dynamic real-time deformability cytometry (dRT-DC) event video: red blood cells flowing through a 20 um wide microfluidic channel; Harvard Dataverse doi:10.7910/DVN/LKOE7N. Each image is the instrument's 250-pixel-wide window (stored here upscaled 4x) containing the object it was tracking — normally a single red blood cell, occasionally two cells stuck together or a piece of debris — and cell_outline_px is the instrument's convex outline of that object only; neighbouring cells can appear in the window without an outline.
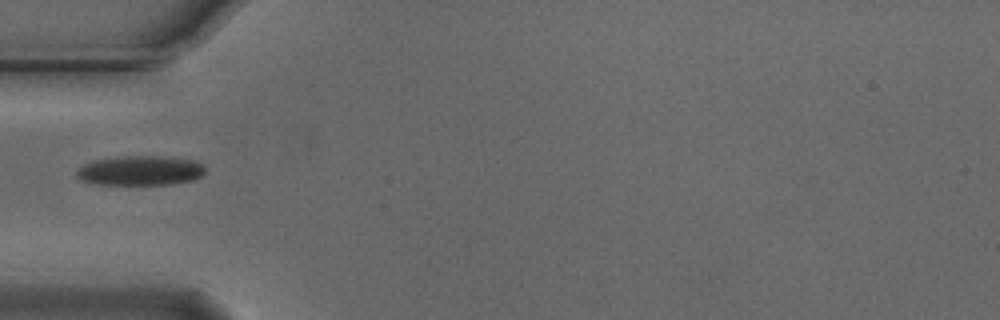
{"species": "Egyptian fruit bat (a non-hibernating species)", "species_latin": "Rousettus aegyptiacus", "temperature_condition": "cold", "stored_images_in_passage": 32, "camera_frame_rate_fps": 3000, "um_per_image_px": 0.085, "animal": {"sex": "male"}, "frame": {"image": 1, "passage_image": 1, "time_ms": 0.0, "image_size_px": [1000, 320], "cell_outline_px": [[204, 172], [200, 176], [192, 180], [172, 184], [96, 184], [80, 180], [76, 176], [76, 172], [84, 164], [96, 160], [124, 156], [160, 156], [196, 160], [204, 164]], "centroid_in_image_um": [11.94, 14.5], "position_along_channel_um": 73.1, "area_um2": 22.08}}
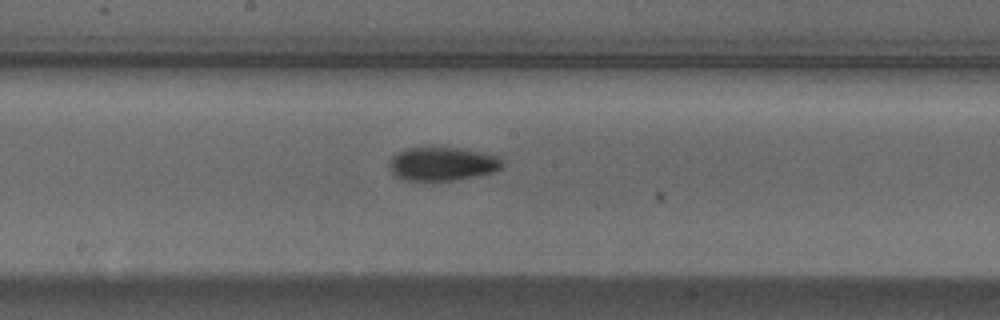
{"frame": {"image": 2, "passage_image": 12, "time_ms": 3.667, "image_size_px": [1000, 320], "cell_outline_px": [[504, 164], [500, 168], [492, 172], [456, 180], [404, 180], [396, 176], [388, 168], [388, 164], [392, 156], [396, 152], [404, 148], [428, 144], [456, 148], [496, 156]], "centroid_in_image_um": [37.48, 13.89], "position_along_channel_um": 210.7, "area_um2": 22.48}}
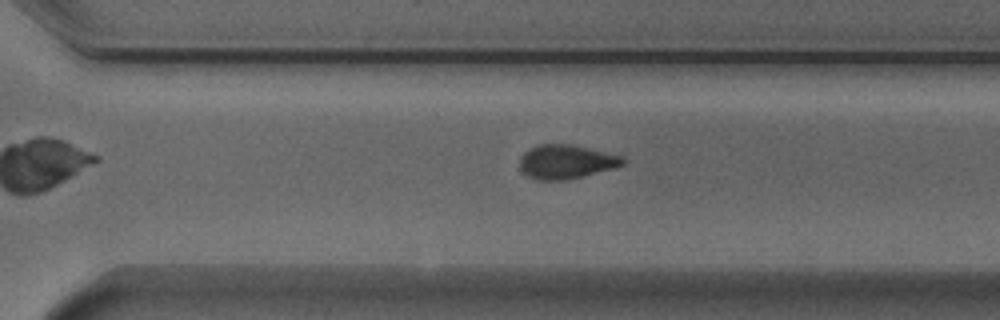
{"frame": {"image": 3, "passage_image": 21, "time_ms": 6.667, "image_size_px": [1000, 320], "cell_outline_px": [[628, 160], [624, 164], [612, 168], [584, 176], [564, 180], [536, 180], [528, 176], [520, 168], [520, 156], [528, 148], [540, 144], [572, 144], [620, 156]], "centroid_in_image_um": [48.09, 13.75], "position_along_channel_um": 322.5, "area_um2": 20.35}}